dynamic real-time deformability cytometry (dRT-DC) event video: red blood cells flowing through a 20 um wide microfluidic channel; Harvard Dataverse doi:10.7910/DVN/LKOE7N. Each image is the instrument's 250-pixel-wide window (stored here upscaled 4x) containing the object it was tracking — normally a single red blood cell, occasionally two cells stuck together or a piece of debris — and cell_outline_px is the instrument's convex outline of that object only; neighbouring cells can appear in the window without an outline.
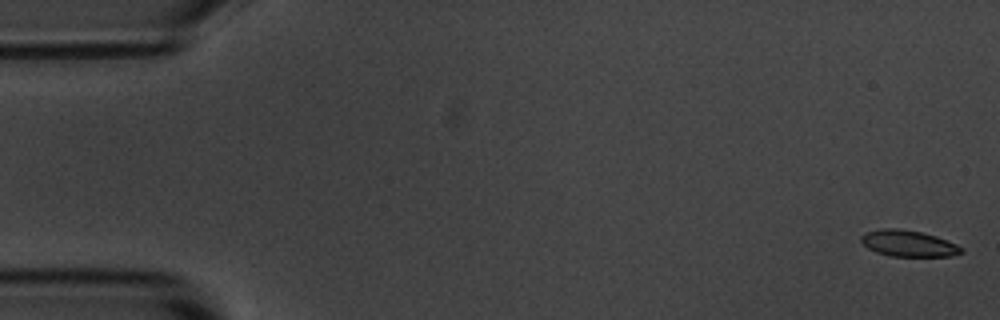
{"species": "common noctule bat (a hibernating species)", "species_latin": "Nyctalus noctula", "temperature_condition": "room temperature", "stored_images_in_passage": 5, "camera_frame_rate_fps": 3000, "um_per_image_px": 0.085, "animal": {"sex": "male", "body_mass_g": 20.1, "forearm_length_mm": 53.5}, "frame": {"image": 1, "passage_image": 1, "time_ms": 0.0, "image_size_px": [1000, 320], "cell_outline_px": [[964, 252], [952, 256], [892, 256], [876, 252], [868, 248], [860, 240], [860, 236], [868, 232], [884, 228], [900, 228], [920, 232], [936, 236], [956, 244], [964, 248]], "centroid_in_image_um": [77.24, 20.69], "position_along_channel_um": 7.8, "area_um2": 15.26}}
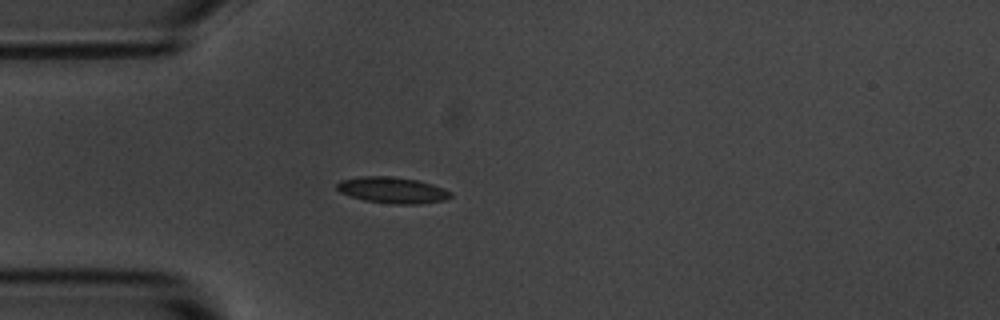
{"frame": {"image": 2, "passage_image": 5, "time_ms": 4.667, "image_size_px": [1000, 320], "cell_outline_px": [[452, 196], [444, 200], [420, 204], [392, 204], [364, 200], [340, 192], [336, 188], [336, 184], [340, 180], [360, 176], [392, 176], [416, 180], [432, 184], [444, 188], [452, 192]], "centroid_in_image_um": [33.36, 16.16], "position_along_channel_um": 51.6, "area_um2": 17.4}}